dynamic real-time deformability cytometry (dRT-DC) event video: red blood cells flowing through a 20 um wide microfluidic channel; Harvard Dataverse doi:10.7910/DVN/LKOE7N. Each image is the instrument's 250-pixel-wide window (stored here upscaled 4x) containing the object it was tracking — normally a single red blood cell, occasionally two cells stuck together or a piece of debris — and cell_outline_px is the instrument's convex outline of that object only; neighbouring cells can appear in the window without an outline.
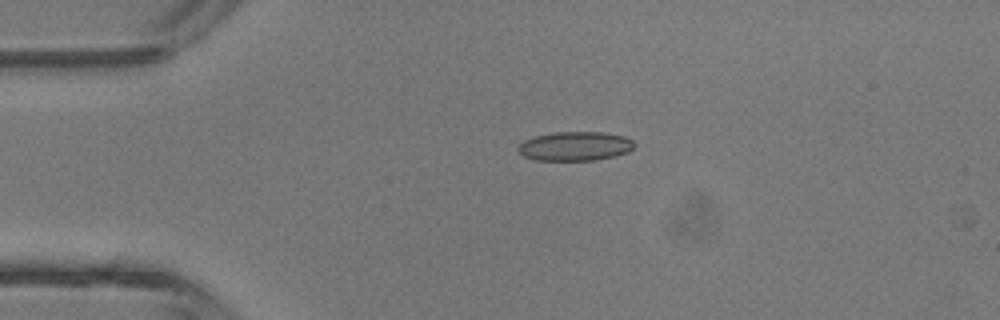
{"species": "common noctule bat (a hibernating species)", "species_latin": "Nyctalus noctula", "temperature_condition": "room temperature", "stored_images_in_passage": 3, "camera_frame_rate_fps": 3000, "um_per_image_px": 0.085, "animal": {"sex": "male", "body_mass_g": 13.3}, "frame": {"image": 1, "passage_image": 2, "time_ms": 2.0, "image_size_px": [1000, 320], "cell_outline_px": [[636, 144], [628, 152], [616, 156], [596, 160], [536, 160], [524, 156], [516, 148], [524, 140], [536, 136], [556, 132], [604, 132], [624, 136], [632, 140]], "centroid_in_image_um": [48.91, 12.42], "position_along_channel_um": 36.1, "area_um2": 19.71}}